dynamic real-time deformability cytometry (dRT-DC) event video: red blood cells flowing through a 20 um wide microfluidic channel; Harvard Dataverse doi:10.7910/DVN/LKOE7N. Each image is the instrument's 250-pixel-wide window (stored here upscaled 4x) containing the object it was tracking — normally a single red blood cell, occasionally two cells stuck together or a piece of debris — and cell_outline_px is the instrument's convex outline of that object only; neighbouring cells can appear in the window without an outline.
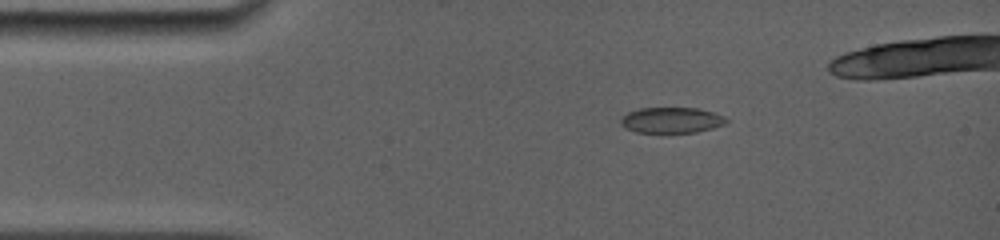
{"species": "common noctule bat (a hibernating species)", "species_latin": "Nyctalus noctula", "temperature_condition": "room temperature", "stored_images_in_passage": 7, "camera_frame_rate_fps": 5000, "um_per_image_px": 0.085, "animal": {"sex": "female", "body_mass_g": 19.0, "forearm_length_mm": 56.7}, "frame": {"image": 1, "passage_image": 4, "time_ms": 1.6, "image_size_px": [1000, 240], "cell_outline_px": [[728, 124], [696, 132], [636, 132], [624, 128], [620, 124], [620, 120], [628, 112], [640, 108], [700, 108], [724, 116], [728, 120]], "centroid_in_image_um": [57.09, 10.21], "position_along_channel_um": 27.9, "area_um2": 15.84}}